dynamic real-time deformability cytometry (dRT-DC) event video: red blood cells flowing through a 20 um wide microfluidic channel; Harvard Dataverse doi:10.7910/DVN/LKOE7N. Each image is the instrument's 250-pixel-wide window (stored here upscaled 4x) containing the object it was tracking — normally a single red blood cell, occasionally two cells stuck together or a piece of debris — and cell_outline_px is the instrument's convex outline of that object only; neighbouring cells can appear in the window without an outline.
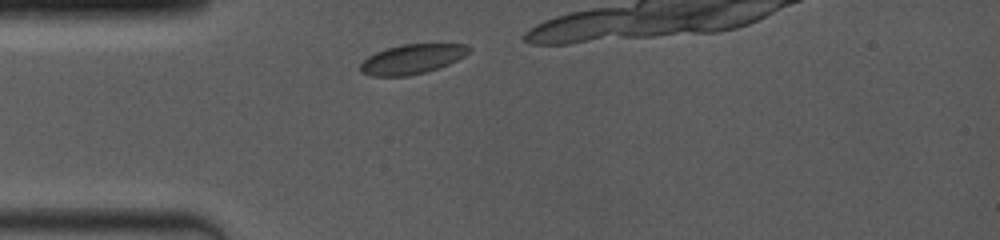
{"species": "common noctule bat (a hibernating species)", "species_latin": "Nyctalus noctula", "temperature_condition": "room temperature", "stored_images_in_passage": 10, "camera_frame_rate_fps": 4000, "um_per_image_px": 0.085, "animal": {"sex": "female", "body_mass_g": 19.0, "forearm_length_mm": 53.3}, "frame": {"image": 1, "passage_image": 2, "time_ms": 0.5, "image_size_px": [1000, 240], "cell_outline_px": [[472, 48], [464, 56], [448, 64], [424, 72], [408, 76], [372, 76], [360, 72], [360, 64], [368, 56], [376, 52], [388, 48], [404, 44], [468, 44]], "centroid_in_image_um": [35.01, 5.02], "position_along_channel_um": 50.0, "area_um2": 18.55}}
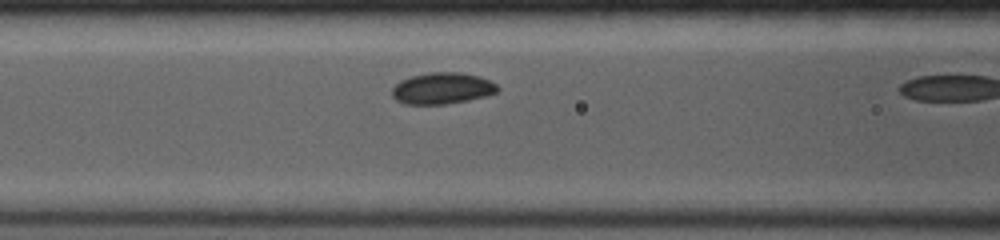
{"frame": {"image": 2, "passage_image": 9, "time_ms": 2.75, "image_size_px": [1000, 240], "cell_outline_px": [[500, 88], [496, 92], [484, 96], [468, 100], [444, 104], [404, 104], [396, 100], [392, 96], [392, 88], [400, 80], [412, 76], [428, 72], [460, 72], [480, 76], [496, 84]], "centroid_in_image_um": [37.57, 7.5], "position_along_channel_um": 129.0, "area_um2": 19.31}}